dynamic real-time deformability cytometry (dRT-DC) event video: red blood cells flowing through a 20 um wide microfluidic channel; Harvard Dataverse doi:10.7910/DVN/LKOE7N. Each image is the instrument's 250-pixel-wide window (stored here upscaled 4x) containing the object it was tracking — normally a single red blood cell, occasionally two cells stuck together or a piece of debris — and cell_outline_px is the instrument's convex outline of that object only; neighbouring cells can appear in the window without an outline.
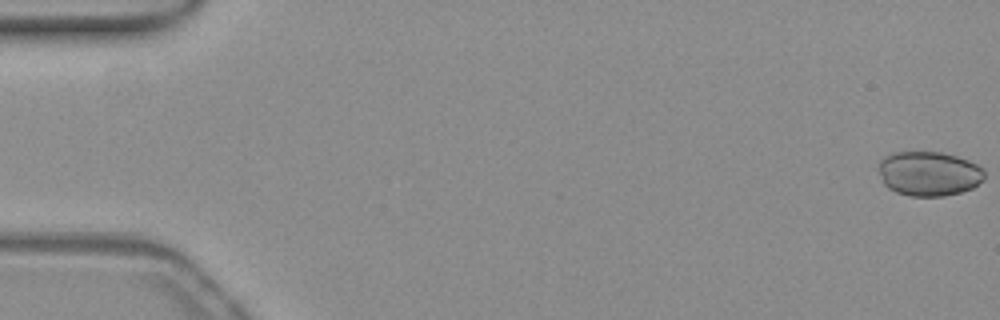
{"species": "common noctule bat (a hibernating species)", "species_latin": "Nyctalus noctula", "temperature_condition": "warm", "stored_images_in_passage": 54, "camera_frame_rate_fps": 3000, "um_per_image_px": 0.085, "animal": {"sex": "female", "body_mass_g": 19.3, "forearm_length_mm": 54.1}, "frame": {"image": 1, "passage_image": 1, "time_ms": 0.0, "image_size_px": [1000, 320], "cell_outline_px": [[984, 180], [972, 188], [960, 192], [944, 196], [908, 196], [896, 192], [888, 188], [884, 184], [876, 168], [880, 160], [884, 156], [892, 152], [944, 152], [968, 160], [984, 168]], "centroid_in_image_um": [78.93, 14.75], "position_along_channel_um": 6.1, "area_um2": 27.86}}
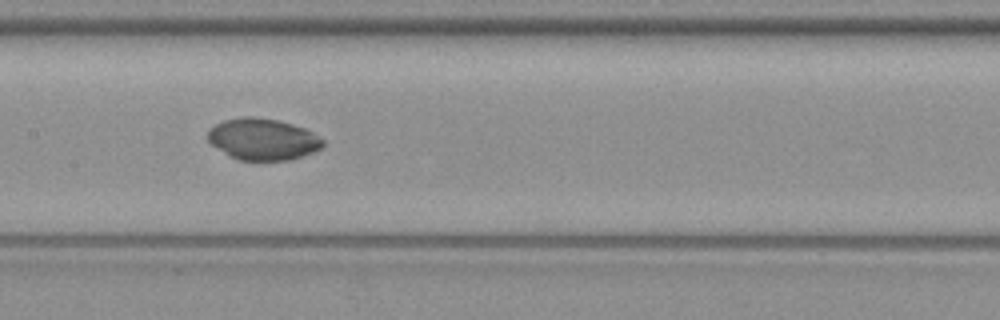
{"frame": {"image": 2, "passage_image": 27, "time_ms": 8.667, "image_size_px": [1000, 320], "cell_outline_px": [[324, 148], [292, 160], [240, 160], [228, 156], [212, 144], [208, 140], [208, 128], [224, 120], [244, 116], [252, 116], [280, 120], [304, 128], [312, 132], [324, 140]], "centroid_in_image_um": [22.36, 11.83], "position_along_channel_um": 185.0, "area_um2": 28.09}}
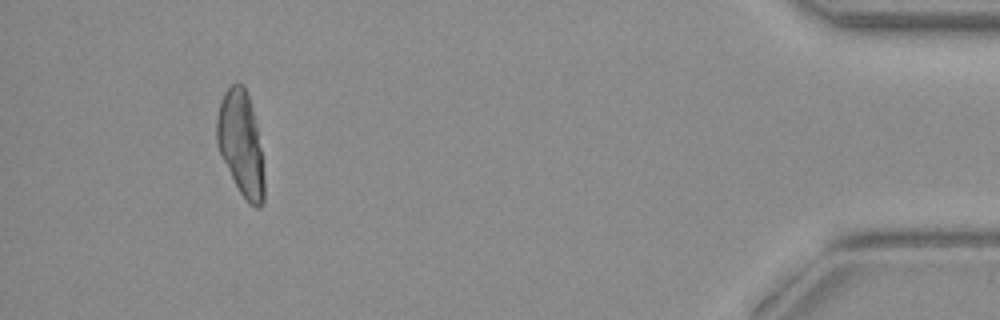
{"frame": {"image": 3, "passage_image": 50, "time_ms": 16.333, "image_size_px": [1000, 320], "cell_outline_px": [[264, 204], [260, 208], [256, 208], [248, 204], [244, 200], [220, 156], [216, 144], [216, 116], [220, 100], [224, 92], [232, 84], [244, 84], [252, 108], [256, 124], [264, 160]], "centroid_in_image_um": [20.48, 12.26], "position_along_channel_um": 414.7, "area_um2": 29.54}}